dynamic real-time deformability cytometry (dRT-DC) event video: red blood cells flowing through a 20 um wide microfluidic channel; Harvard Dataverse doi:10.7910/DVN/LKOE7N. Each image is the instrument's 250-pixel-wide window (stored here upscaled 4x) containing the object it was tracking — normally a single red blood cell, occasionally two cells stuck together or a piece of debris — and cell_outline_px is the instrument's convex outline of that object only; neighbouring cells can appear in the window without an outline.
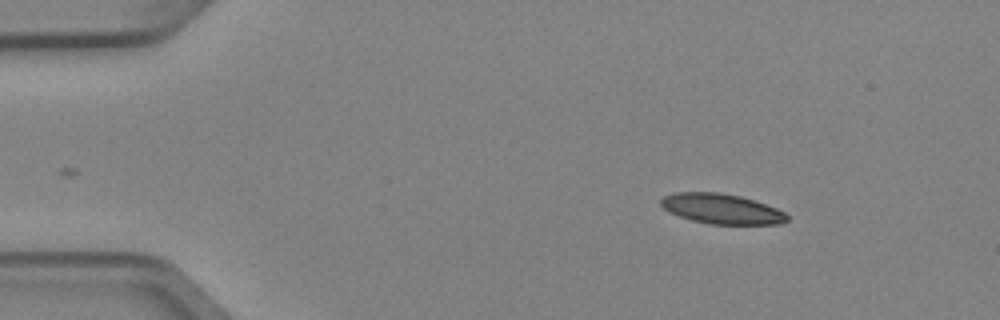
{"species": "Egyptian fruit bat (a non-hibernating species)", "species_latin": "Rousettus aegyptiacus", "temperature_condition": "cold", "stored_images_in_passage": 3, "camera_frame_rate_fps": 3000, "um_per_image_px": 0.085, "animal": {"sex": "female"}, "frame": {"image": 1, "passage_image": 1, "time_ms": 0.0, "image_size_px": [1000, 320], "cell_outline_px": [[788, 220], [780, 224], [712, 224], [692, 220], [668, 212], [660, 204], [660, 200], [664, 196], [676, 192], [720, 192], [740, 196], [776, 208], [784, 212], [788, 216]], "centroid_in_image_um": [61.32, 17.75], "position_along_channel_um": 23.7, "area_um2": 21.96}}
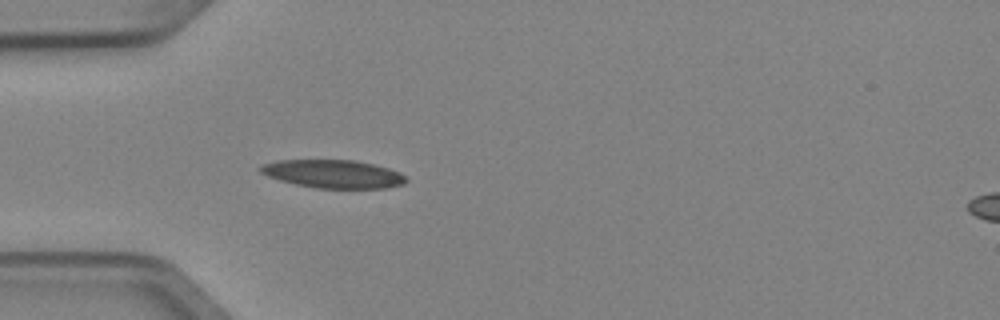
{"frame": {"image": 2, "passage_image": 3, "time_ms": 0.667, "image_size_px": [1000, 320], "cell_outline_px": [[408, 180], [404, 184], [384, 188], [316, 188], [296, 184], [280, 180], [268, 176], [260, 172], [260, 164], [276, 160], [356, 160], [388, 168], [400, 172]], "centroid_in_image_um": [28.31, 14.78], "position_along_channel_um": 56.7, "area_um2": 23.87}}